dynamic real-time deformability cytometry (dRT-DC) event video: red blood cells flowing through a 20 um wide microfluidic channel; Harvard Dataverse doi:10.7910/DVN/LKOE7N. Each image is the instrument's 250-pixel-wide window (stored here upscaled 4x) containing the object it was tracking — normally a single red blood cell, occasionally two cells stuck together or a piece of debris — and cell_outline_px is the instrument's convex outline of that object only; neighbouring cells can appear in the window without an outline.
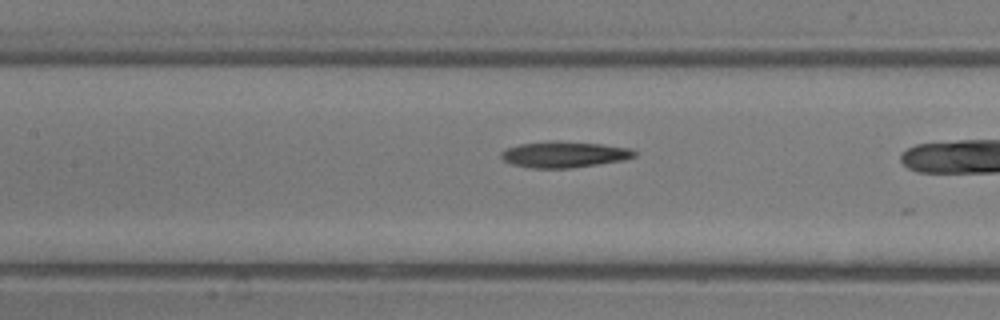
{"species": "common noctule bat (a hibernating species)", "species_latin": "Nyctalus noctula", "temperature_condition": "room temperature", "stored_images_in_passage": 10, "camera_frame_rate_fps": 3000, "um_per_image_px": 0.085, "animal": {"sex": "male", "body_mass_g": 13.3}, "frame": {"image": 1, "passage_image": 9, "time_ms": 2.667, "image_size_px": [1000, 320], "cell_outline_px": [[636, 156], [624, 160], [568, 168], [528, 168], [512, 164], [504, 160], [500, 156], [500, 152], [504, 148], [520, 144], [548, 140], [560, 140], [600, 144], [632, 148], [636, 152]], "centroid_in_image_um": [47.92, 13.11], "position_along_channel_um": 159.5, "area_um2": 20.52}}